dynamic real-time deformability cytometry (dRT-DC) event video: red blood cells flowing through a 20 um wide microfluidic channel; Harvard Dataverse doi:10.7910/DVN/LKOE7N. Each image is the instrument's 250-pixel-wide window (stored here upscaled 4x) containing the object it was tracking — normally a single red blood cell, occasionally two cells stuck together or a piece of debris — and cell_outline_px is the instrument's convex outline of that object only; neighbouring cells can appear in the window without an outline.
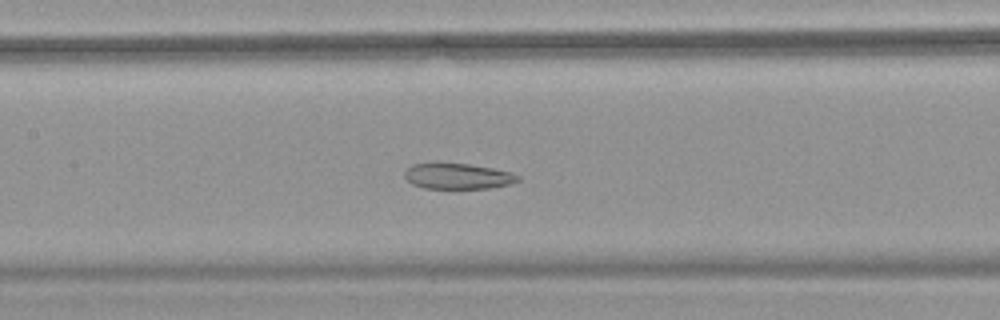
{"species": "common noctule bat (a hibernating species)", "species_latin": "Nyctalus noctula", "temperature_condition": "warm", "stored_images_in_passage": 56, "camera_frame_rate_fps": 3000, "um_per_image_px": 0.085, "animal": {"sex": "female", "body_mass_g": 18.4}, "frame": {"image": 1, "passage_image": 27, "time_ms": 8.667, "image_size_px": [1000, 320], "cell_outline_px": [[520, 180], [512, 184], [488, 188], [424, 188], [412, 184], [404, 176], [404, 172], [412, 164], [468, 164], [492, 168], [512, 172], [520, 176]], "centroid_in_image_um": [38.96, 14.99], "position_along_channel_um": 168.4, "area_um2": 16.76}}
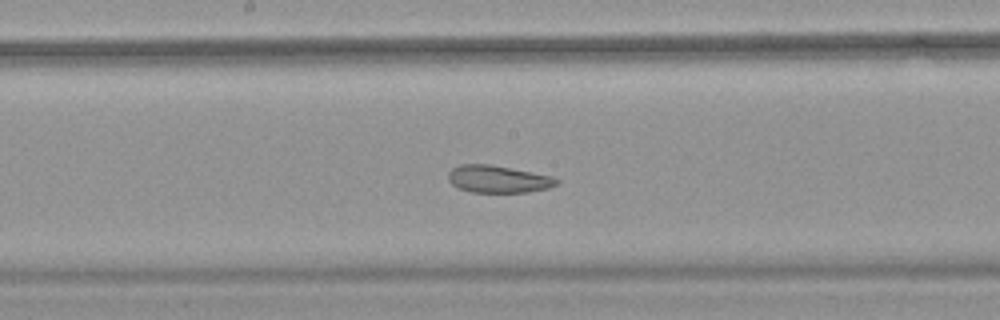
{"frame": {"image": 2, "passage_image": 30, "time_ms": 9.667, "image_size_px": [1000, 320], "cell_outline_px": [[560, 184], [548, 188], [528, 192], [472, 192], [460, 188], [452, 184], [448, 180], [448, 172], [452, 168], [460, 164], [488, 164], [532, 172], [552, 176], [560, 180]], "centroid_in_image_um": [42.36, 15.22], "position_along_channel_um": 205.8, "area_um2": 17.22}}
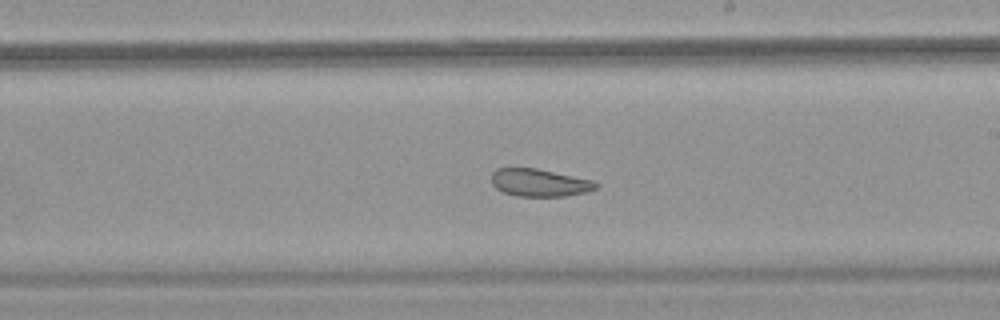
{"frame": {"image": 3, "passage_image": 33, "time_ms": 10.667, "image_size_px": [1000, 320], "cell_outline_px": [[600, 184], [596, 188], [584, 192], [568, 196], [516, 196], [504, 192], [496, 188], [492, 184], [492, 172], [496, 168], [536, 168], [592, 180]], "centroid_in_image_um": [45.84, 15.53], "position_along_channel_um": 243.2, "area_um2": 16.7}, "authors_computed_cell_mechanics": {"area_um2": 24.3916, "velocity_mm_per_s": 3.7591, "shape_relaxation_time_tau1_ms": null, "shape_relaxation_time_tau2_ms": 3.4689, "deformation_change_tau1": null, "deformation_change_tau2": 0.103}}